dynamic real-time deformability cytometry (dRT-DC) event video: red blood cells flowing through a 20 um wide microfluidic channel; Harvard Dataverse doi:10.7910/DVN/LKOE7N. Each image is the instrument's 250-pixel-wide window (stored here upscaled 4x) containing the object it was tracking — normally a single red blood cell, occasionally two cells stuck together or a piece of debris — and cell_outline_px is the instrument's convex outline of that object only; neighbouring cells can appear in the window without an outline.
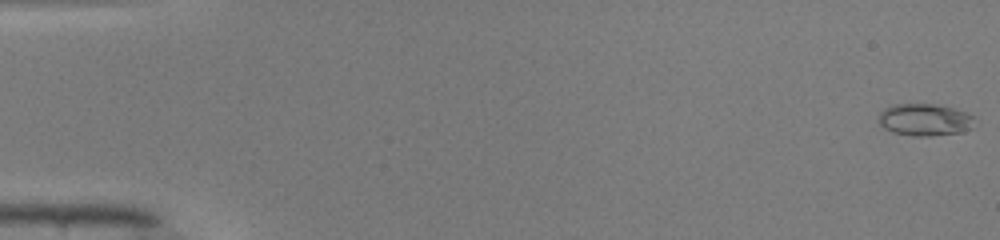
{"species": "common noctule bat (a hibernating species)", "species_latin": "Nyctalus noctula", "temperature_condition": "warm", "stored_images_in_passage": 50, "camera_frame_rate_fps": 3000, "um_per_image_px": 0.085, "animal": {"sex": "male", "body_mass_g": 19.0, "forearm_length_mm": 50.8}, "frame": {"image": 1, "passage_image": 1, "time_ms": 0.0, "image_size_px": [1000, 240], "cell_outline_px": [[976, 116], [972, 128], [964, 132], [932, 136], [912, 136], [892, 132], [884, 128], [880, 124], [880, 112], [884, 108], [892, 104], [936, 104], [968, 112]], "centroid_in_image_um": [78.65, 10.18], "position_along_channel_um": 6.3, "area_um2": 18.26}}
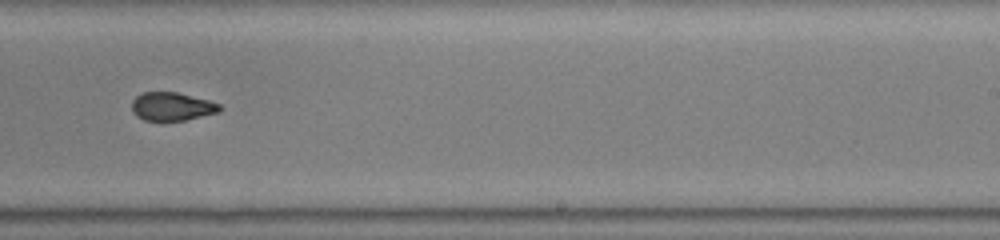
{"frame": {"image": 2, "passage_image": 32, "time_ms": 10.333, "image_size_px": [1000, 240], "cell_outline_px": [[220, 112], [184, 120], [160, 124], [144, 120], [136, 116], [132, 112], [132, 100], [136, 96], [144, 92], [176, 92], [208, 100], [220, 104]], "centroid_in_image_um": [14.56, 9.1], "position_along_channel_um": 274.4, "area_um2": 14.97}}
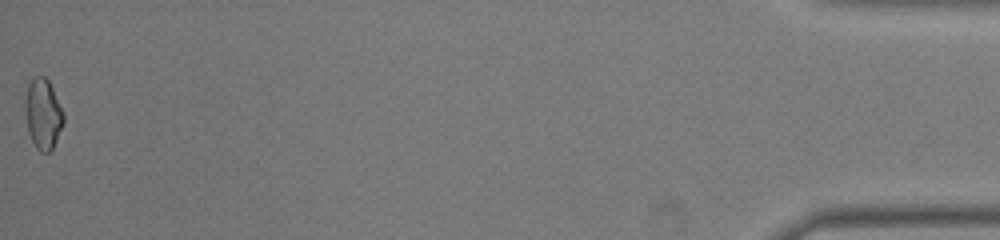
{"frame": {"image": 3, "passage_image": 50, "time_ms": 16.333, "image_size_px": [1000, 240], "cell_outline_px": [[64, 124], [52, 148], [48, 152], [40, 152], [36, 148], [28, 132], [24, 112], [24, 100], [28, 84], [36, 76], [44, 76], [48, 80], [64, 112]], "centroid_in_image_um": [3.64, 9.68], "position_along_channel_um": 431.6, "area_um2": 15.84}, "authors_computed_cell_mechanics": {"area_um2": 15.5193, "velocity_mm_per_s": 4.1701, "shape_relaxation_time_tau1_ms": null, "shape_relaxation_time_tau2_ms": 1.2605, "deformation_change_tau1": null, "deformation_change_tau2": 0.066}}